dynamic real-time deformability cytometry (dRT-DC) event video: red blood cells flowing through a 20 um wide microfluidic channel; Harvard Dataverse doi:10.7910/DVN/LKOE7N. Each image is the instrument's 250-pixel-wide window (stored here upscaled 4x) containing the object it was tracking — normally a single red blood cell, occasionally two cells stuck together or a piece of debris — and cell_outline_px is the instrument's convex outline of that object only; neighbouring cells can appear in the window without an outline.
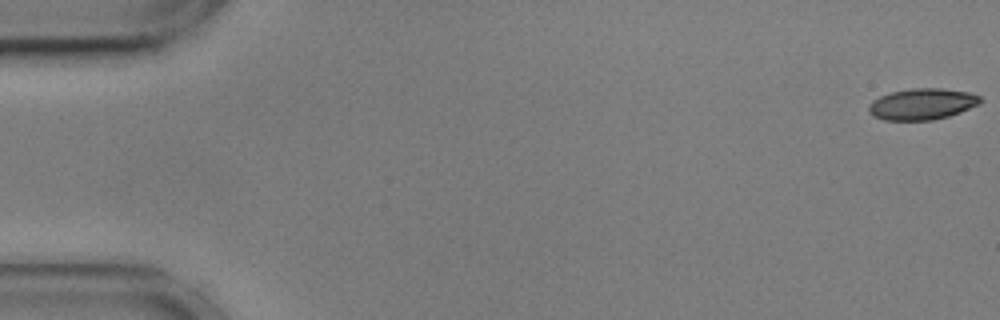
{"species": "common noctule bat (a hibernating species)", "species_latin": "Nyctalus noctula", "temperature_condition": "cold", "stored_images_in_passage": 56, "camera_frame_rate_fps": 3000, "um_per_image_px": 0.085, "animal": {"sex": "male", "body_mass_g": 17.9, "forearm_length_mm": 54.2}, "frame": {"image": 1, "passage_image": 1, "time_ms": 0.0, "image_size_px": [1000, 320], "cell_outline_px": [[984, 100], [980, 104], [960, 112], [948, 116], [932, 120], [884, 120], [872, 116], [868, 112], [868, 104], [872, 100], [880, 96], [892, 92], [912, 88], [940, 88], [972, 92], [980, 96]], "centroid_in_image_um": [78.39, 8.84], "position_along_channel_um": 6.6, "area_um2": 20.58}}
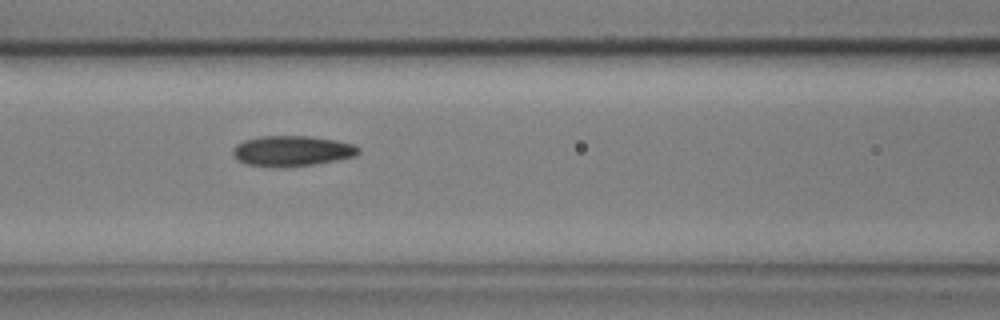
{"frame": {"image": 2, "passage_image": 24, "time_ms": 7.667, "image_size_px": [1000, 320], "cell_outline_px": [[360, 152], [356, 156], [316, 164], [284, 168], [280, 168], [244, 164], [236, 160], [232, 152], [232, 148], [236, 144], [244, 140], [260, 136], [308, 136], [336, 140], [352, 144], [360, 148]], "centroid_in_image_um": [24.78, 12.84], "position_along_channel_um": 141.8, "area_um2": 22.66}}
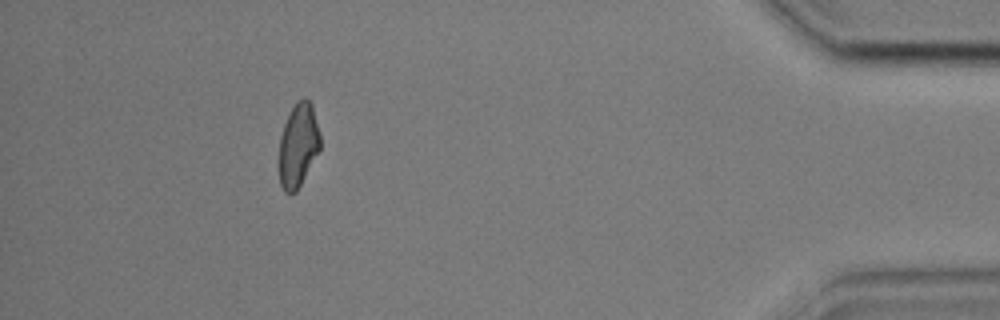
{"frame": {"image": 3, "passage_image": 51, "time_ms": 16.667, "image_size_px": [1000, 320], "cell_outline_px": [[320, 148], [296, 192], [284, 192], [280, 184], [280, 136], [284, 124], [296, 100], [304, 96], [312, 104], [320, 132]], "centroid_in_image_um": [25.36, 12.29], "position_along_channel_um": 409.8, "area_um2": 19.83}, "authors_computed_cell_mechanics": {"area_um2": 21.1837, "velocity_mm_per_s": 3.5915, "shape_relaxation_time_tau1_ms": 4.7191, "shape_relaxation_time_tau2_ms": 3.0519, "deformation_change_tau1": 0.1171, "deformation_change_tau2": 0.088}}